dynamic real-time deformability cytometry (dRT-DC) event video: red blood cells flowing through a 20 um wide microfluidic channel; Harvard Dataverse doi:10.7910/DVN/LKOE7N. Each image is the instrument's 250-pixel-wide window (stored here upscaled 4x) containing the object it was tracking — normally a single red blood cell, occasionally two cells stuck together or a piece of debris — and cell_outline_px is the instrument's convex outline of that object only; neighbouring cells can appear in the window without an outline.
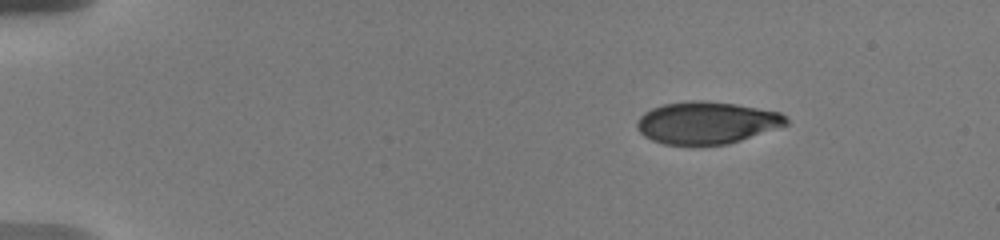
{"species": "human", "species_latin": "Homo sapiens", "temperature_condition": "warm", "stored_images_in_passage": 22, "camera_frame_rate_fps": 3000, "um_per_image_px": 0.085, "donor": {"sex": "male"}, "frame": {"image": 1, "passage_image": 1, "time_ms": 0.0, "image_size_px": [1000, 240], "cell_outline_px": [[788, 124], [728, 144], [664, 144], [652, 140], [644, 136], [640, 132], [636, 124], [636, 120], [644, 112], [652, 108], [664, 104], [692, 100], [704, 100], [736, 104], [780, 112], [788, 120]], "centroid_in_image_um": [60.04, 10.42], "position_along_channel_um": 25.0, "area_um2": 36.36}}
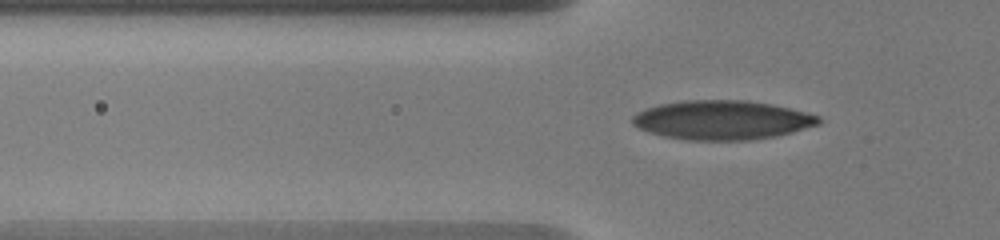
{"frame": {"image": 2, "passage_image": 14, "time_ms": 3.667, "image_size_px": [1000, 240], "cell_outline_px": [[820, 124], [792, 132], [776, 136], [752, 140], [688, 140], [664, 136], [648, 132], [632, 124], [632, 116], [636, 112], [644, 108], [660, 104], [684, 100], [748, 100], [772, 104], [820, 116]], "centroid_in_image_um": [61.35, 10.2], "position_along_channel_um": 64.4, "area_um2": 42.6}}
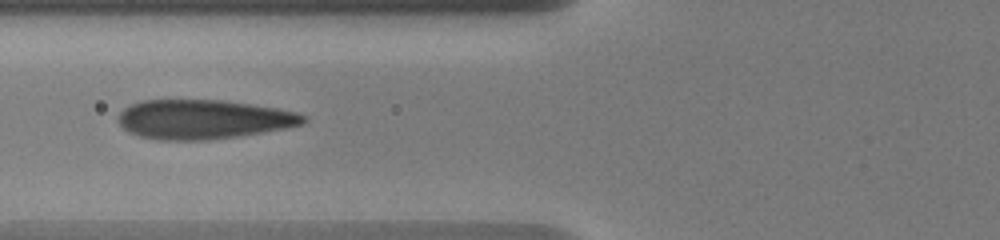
{"frame": {"image": 3, "passage_image": 21, "time_ms": 5.0, "image_size_px": [1000, 240], "cell_outline_px": [[308, 120], [304, 124], [288, 128], [236, 136], [204, 140], [160, 140], [140, 136], [128, 132], [116, 120], [116, 116], [128, 104], [140, 100], [220, 100], [252, 104], [276, 108], [296, 112], [308, 116]], "centroid_in_image_um": [17.27, 10.14], "position_along_channel_um": 108.5, "area_um2": 42.66}}